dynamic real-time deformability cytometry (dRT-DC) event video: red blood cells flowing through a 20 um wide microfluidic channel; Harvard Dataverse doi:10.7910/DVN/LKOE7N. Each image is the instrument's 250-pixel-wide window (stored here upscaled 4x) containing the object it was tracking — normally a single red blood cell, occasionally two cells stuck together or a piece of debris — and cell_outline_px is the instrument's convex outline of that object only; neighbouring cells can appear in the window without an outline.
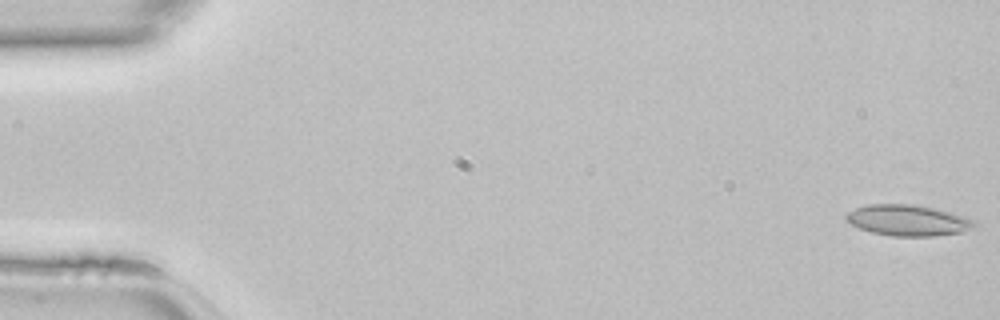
{"species": "common noctule bat (a hibernating species)", "species_latin": "Nyctalus noctula", "temperature_condition": "room temperature", "stored_images_in_passage": 46, "camera_frame_rate_fps": 3000, "um_per_image_px": 0.085, "animal": {"sex": "female", "body_mass_g": 22.7, "forearm_length_mm": 54.2}, "frame": {"image": 1, "passage_image": 1, "time_ms": 0.0, "image_size_px": [1000, 320], "cell_outline_px": [[976, 224], [964, 232], [936, 236], [892, 236], [872, 232], [860, 228], [852, 224], [844, 216], [848, 212], [856, 208], [868, 204], [912, 204], [936, 208], [972, 220]], "centroid_in_image_um": [77.15, 18.73], "position_along_channel_um": 7.9, "area_um2": 22.83}}
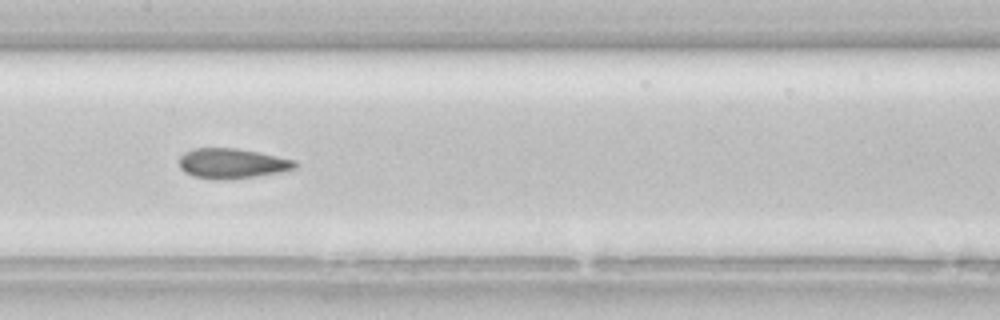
{"frame": {"image": 2, "passage_image": 23, "time_ms": 7.333, "image_size_px": [1000, 320], "cell_outline_px": [[296, 168], [284, 172], [232, 180], [216, 180], [192, 176], [184, 172], [180, 168], [180, 156], [184, 152], [192, 148], [236, 148], [296, 160]], "centroid_in_image_um": [19.71, 13.91], "position_along_channel_um": 187.7, "area_um2": 20.58}}
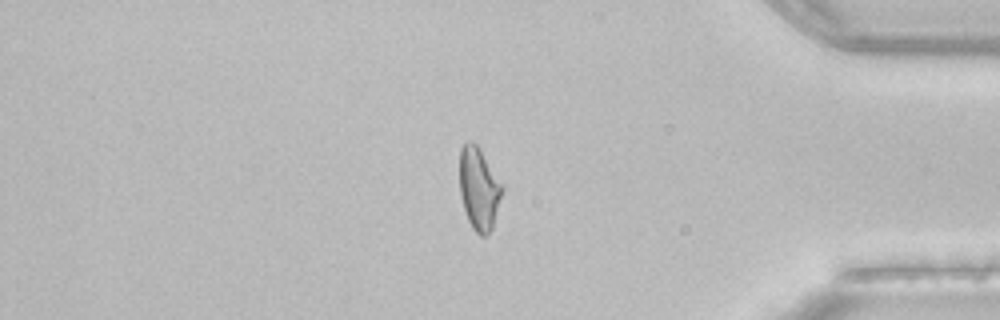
{"frame": {"image": 3, "passage_image": 39, "time_ms": 12.667, "image_size_px": [1000, 320], "cell_outline_px": [[504, 192], [492, 228], [484, 236], [480, 236], [472, 228], [468, 220], [464, 208], [460, 192], [460, 148], [468, 140], [472, 140], [480, 148], [504, 188]], "centroid_in_image_um": [40.72, 16.02], "position_along_channel_um": 394.5, "area_um2": 20.46}}